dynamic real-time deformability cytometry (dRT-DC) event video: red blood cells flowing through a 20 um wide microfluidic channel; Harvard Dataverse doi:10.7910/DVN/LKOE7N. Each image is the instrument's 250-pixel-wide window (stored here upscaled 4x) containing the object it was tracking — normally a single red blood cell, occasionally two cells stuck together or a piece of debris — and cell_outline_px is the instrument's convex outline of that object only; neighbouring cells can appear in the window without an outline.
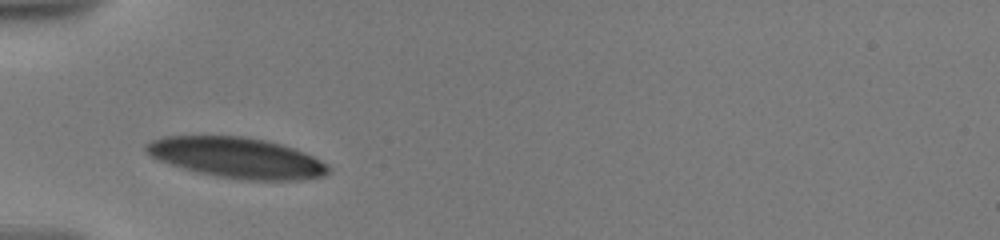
{"species": "human", "species_latin": "Homo sapiens", "temperature_condition": "warm", "stored_images_in_passage": 5, "camera_frame_rate_fps": 3000, "um_per_image_px": 0.085, "donor": {"sex": "male"}, "frame": {"image": 1, "passage_image": 1, "time_ms": 0.0, "image_size_px": [1000, 240], "cell_outline_px": [[332, 168], [324, 176], [300, 180], [244, 180], [196, 172], [160, 160], [152, 156], [144, 148], [144, 144], [152, 140], [164, 136], [244, 136], [264, 140], [280, 144], [304, 152], [320, 160]], "centroid_in_image_um": [20.15, 13.4], "position_along_channel_um": 64.9, "area_um2": 42.71}}
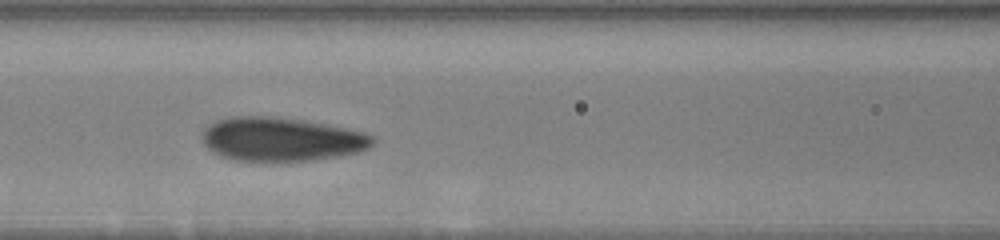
{"frame": {"image": 2, "passage_image": 4, "time_ms": 2.333, "image_size_px": [1000, 240], "cell_outline_px": [[376, 140], [368, 148], [356, 152], [336, 156], [312, 160], [232, 160], [212, 152], [200, 140], [200, 136], [204, 128], [216, 120], [232, 116], [272, 116], [304, 120], [328, 124], [348, 128], [364, 132], [372, 136]], "centroid_in_image_um": [23.87, 11.81], "position_along_channel_um": 142.7, "area_um2": 43.52}}
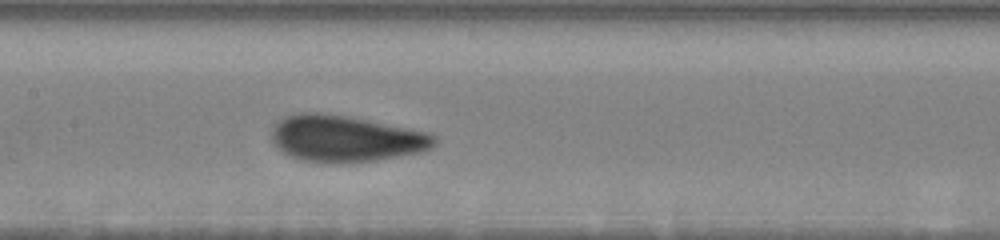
{"frame": {"image": 3, "passage_image": 5, "time_ms": 3.333, "image_size_px": [1000, 240], "cell_outline_px": [[440, 140], [432, 148], [420, 152], [376, 160], [352, 164], [332, 164], [300, 160], [288, 156], [272, 140], [272, 132], [276, 124], [280, 120], [288, 116], [300, 112], [320, 112], [348, 116], [428, 132], [436, 136]], "centroid_in_image_um": [29.42, 11.8], "position_along_channel_um": 178.0, "area_um2": 44.39}}